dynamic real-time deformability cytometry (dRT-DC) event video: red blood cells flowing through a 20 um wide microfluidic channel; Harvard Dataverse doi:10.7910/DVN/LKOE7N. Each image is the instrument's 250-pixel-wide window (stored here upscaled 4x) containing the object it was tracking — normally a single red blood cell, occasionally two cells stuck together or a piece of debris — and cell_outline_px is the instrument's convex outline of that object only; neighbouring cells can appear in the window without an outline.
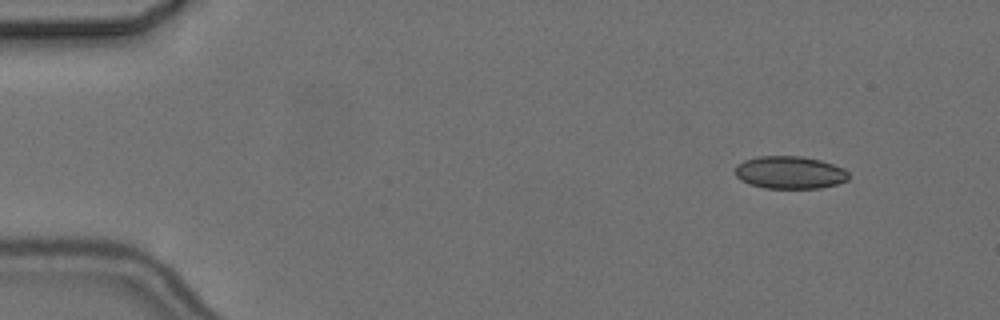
{"species": "common noctule bat (a hibernating species)", "species_latin": "Nyctalus noctula", "temperature_condition": "cold", "stored_images_in_passage": 4, "camera_frame_rate_fps": 3000, "um_per_image_px": 0.085, "animal": {"sex": "female", "body_mass_g": 24.6, "forearm_length_mm": 56.2}, "frame": {"image": 1, "passage_image": 1, "time_ms": 0.0, "image_size_px": [1000, 320], "cell_outline_px": [[848, 180], [836, 184], [820, 188], [764, 188], [748, 184], [740, 180], [736, 176], [736, 164], [744, 160], [760, 156], [800, 156], [820, 160], [844, 168], [848, 172]], "centroid_in_image_um": [67.11, 14.66], "position_along_channel_um": 17.9, "area_um2": 21.62}}
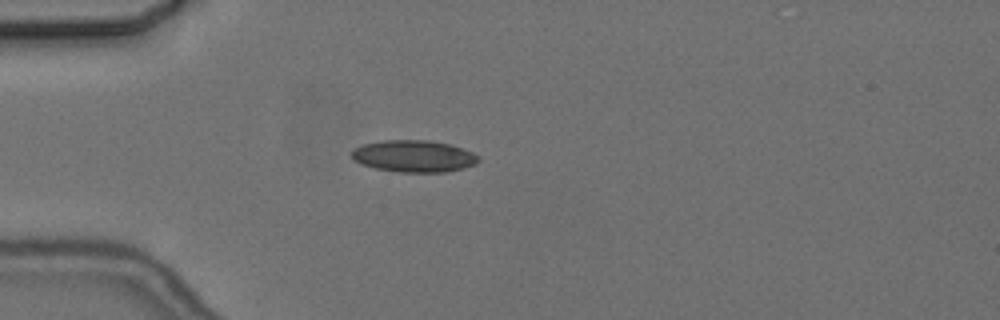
{"frame": {"image": 2, "passage_image": 3, "time_ms": 3.333, "image_size_px": [1000, 320], "cell_outline_px": [[480, 160], [476, 164], [464, 168], [444, 172], [400, 172], [376, 168], [360, 164], [352, 160], [352, 148], [364, 144], [384, 140], [428, 140], [448, 144], [472, 152], [480, 156]], "centroid_in_image_um": [35.16, 13.28], "position_along_channel_um": 49.8, "area_um2": 23.58}}